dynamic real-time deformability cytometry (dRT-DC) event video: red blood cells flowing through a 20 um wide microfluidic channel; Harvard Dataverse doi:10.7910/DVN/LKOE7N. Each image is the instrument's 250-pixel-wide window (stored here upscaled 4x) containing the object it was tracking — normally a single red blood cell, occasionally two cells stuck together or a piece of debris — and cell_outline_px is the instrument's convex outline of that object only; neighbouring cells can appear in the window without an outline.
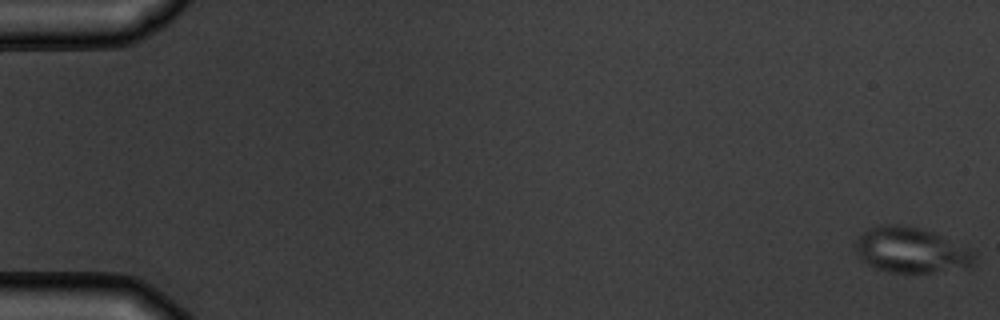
{"species": "common noctule bat (a hibernating species)", "species_latin": "Nyctalus noctula", "temperature_condition": "warm", "stored_images_in_passage": 5, "camera_frame_rate_fps": 3000, "um_per_image_px": 0.085, "animal": {"sex": "male", "body_mass_g": 19.5, "forearm_length_mm": 54.6}, "frame": {"image": 1, "passage_image": 1, "time_ms": 0.0, "image_size_px": [1000, 320], "cell_outline_px": [[976, 260], [968, 268], [932, 272], [892, 272], [876, 268], [860, 260], [856, 248], [856, 240], [864, 232], [880, 224], [892, 224], [920, 228], [932, 232], [968, 248], [976, 252]], "centroid_in_image_um": [77.47, 21.27], "position_along_channel_um": 7.5, "area_um2": 31.21}}